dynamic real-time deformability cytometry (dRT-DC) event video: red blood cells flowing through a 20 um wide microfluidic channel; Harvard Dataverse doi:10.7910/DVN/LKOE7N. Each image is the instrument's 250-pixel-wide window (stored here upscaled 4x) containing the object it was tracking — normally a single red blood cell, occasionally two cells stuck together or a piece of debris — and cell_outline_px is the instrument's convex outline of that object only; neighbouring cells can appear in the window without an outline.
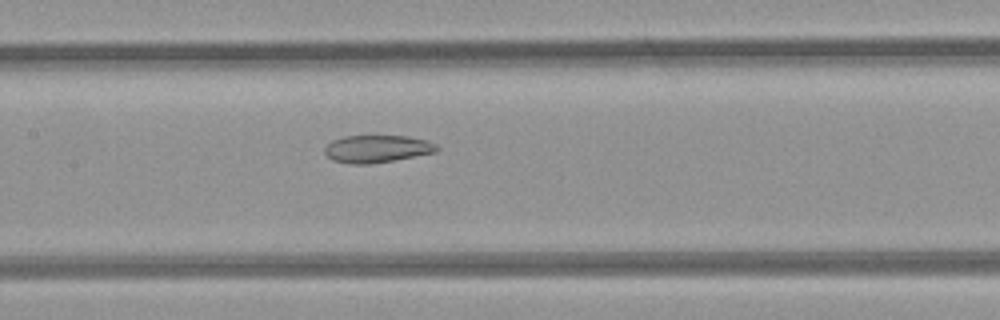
{"species": "common noctule bat (a hibernating species)", "species_latin": "Nyctalus noctula", "temperature_condition": "room temperature", "stored_images_in_passage": 39, "camera_frame_rate_fps": 3000, "um_per_image_px": 0.085, "animal": {"sex": "female", "body_mass_g": 21.9}, "frame": {"image": 1, "passage_image": 13, "time_ms": 4.0, "image_size_px": [1000, 320], "cell_outline_px": [[440, 148], [436, 152], [392, 160], [368, 164], [352, 164], [332, 160], [324, 152], [324, 148], [332, 140], [344, 136], [408, 136], [428, 140], [436, 144]], "centroid_in_image_um": [32.05, 12.64], "position_along_channel_um": 175.3, "area_um2": 17.86}}
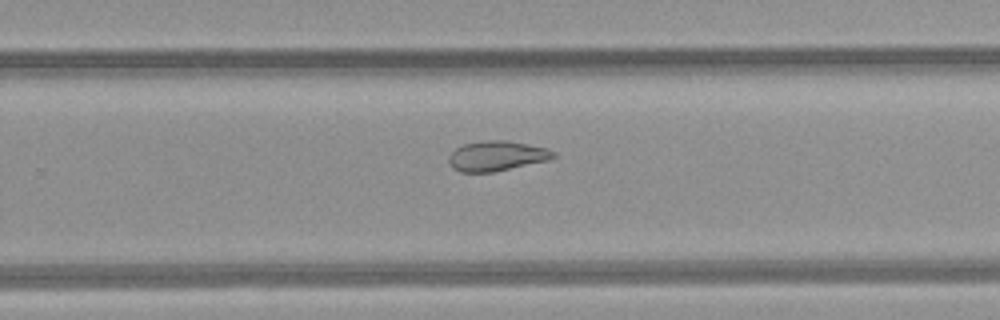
{"frame": {"image": 2, "passage_image": 21, "time_ms": 6.667, "image_size_px": [1000, 320], "cell_outline_px": [[556, 156], [548, 160], [492, 172], [460, 172], [452, 168], [448, 160], [448, 156], [456, 148], [464, 144], [484, 140], [508, 140], [548, 148], [556, 152]], "centroid_in_image_um": [42.22, 13.24], "position_along_channel_um": 287.6, "area_um2": 18.32}}
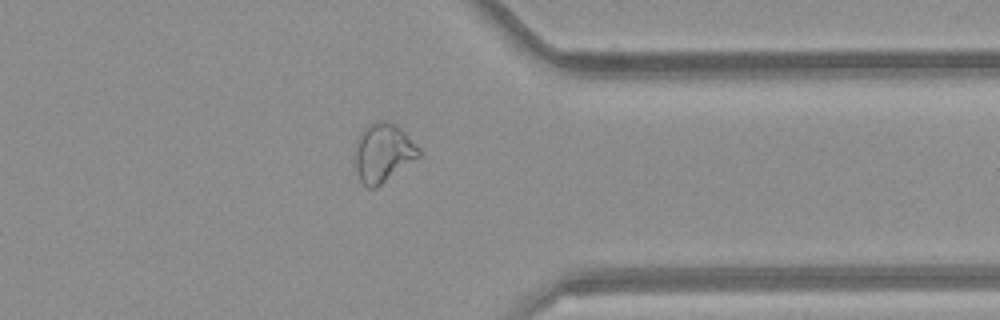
{"frame": {"image": 3, "passage_image": 28, "time_ms": 9.0, "image_size_px": [1000, 320], "cell_outline_px": [[420, 156], [376, 188], [368, 188], [360, 180], [356, 172], [352, 160], [356, 140], [360, 132], [368, 124], [380, 120], [384, 120], [396, 124], [420, 148]], "centroid_in_image_um": [32.51, 12.98], "position_along_channel_um": 378.9, "area_um2": 22.2}, "authors_computed_cell_mechanics": {"area_um2": 20.6924, "velocity_mm_per_s": 4.2312, "shape_relaxation_time_tau1_ms": null, "shape_relaxation_time_tau2_ms": 3.7037, "deformation_change_tau1": null, "deformation_change_tau2": 0.1091}}